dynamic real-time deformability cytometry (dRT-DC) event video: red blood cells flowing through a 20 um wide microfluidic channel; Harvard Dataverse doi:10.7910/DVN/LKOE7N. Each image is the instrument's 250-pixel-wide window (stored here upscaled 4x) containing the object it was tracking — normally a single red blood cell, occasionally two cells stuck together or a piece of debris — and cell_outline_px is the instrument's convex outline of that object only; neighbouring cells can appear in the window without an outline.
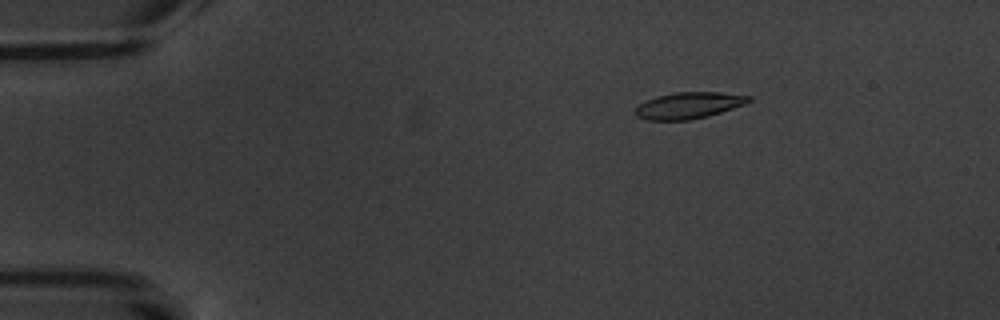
{"species": "common noctule bat (a hibernating species)", "species_latin": "Nyctalus noctula", "temperature_condition": "warm", "stored_images_in_passage": 3, "camera_frame_rate_fps": 3000, "um_per_image_px": 0.085, "animal": {"sex": "male", "body_mass_g": 20.1, "forearm_length_mm": 53.5}, "frame": {"image": 1, "passage_image": 1, "time_ms": 0.0, "image_size_px": [1000, 320], "cell_outline_px": [[752, 100], [744, 104], [708, 116], [688, 120], [648, 120], [636, 116], [636, 108], [640, 104], [656, 96], [676, 92], [720, 92], [752, 96]], "centroid_in_image_um": [58.56, 8.95], "position_along_channel_um": 26.4, "area_um2": 17.28}}